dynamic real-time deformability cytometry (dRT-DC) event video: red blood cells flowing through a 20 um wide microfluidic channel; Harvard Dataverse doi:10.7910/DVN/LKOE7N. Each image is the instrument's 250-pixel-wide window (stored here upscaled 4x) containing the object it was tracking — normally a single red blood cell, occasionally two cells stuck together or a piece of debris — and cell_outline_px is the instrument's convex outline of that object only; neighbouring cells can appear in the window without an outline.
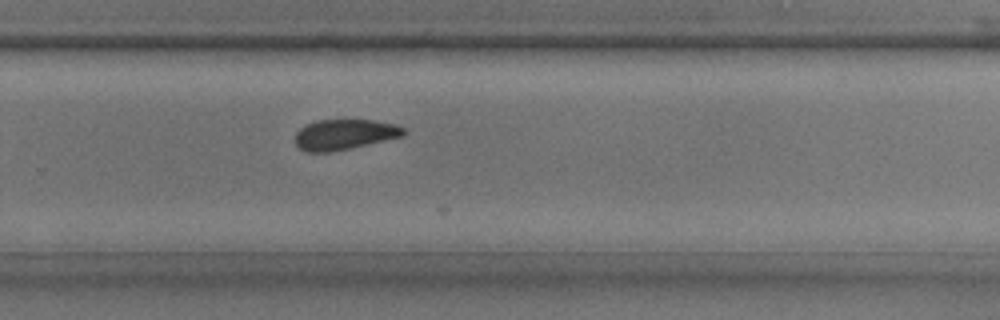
{"species": "common noctule bat (a hibernating species)", "species_latin": "Nyctalus noctula", "temperature_condition": "room temperature", "stored_images_in_passage": 20, "camera_frame_rate_fps": 3000, "um_per_image_px": 0.085, "animal": {"sex": "male", "body_mass_g": 17.9, "forearm_length_mm": 54.2}, "frame": {"image": 1, "passage_image": 13, "time_ms": 4.0, "image_size_px": [1000, 320], "cell_outline_px": [[408, 132], [404, 136], [368, 144], [328, 152], [304, 152], [296, 144], [296, 132], [300, 128], [316, 120], [372, 120], [392, 124], [404, 128]], "centroid_in_image_um": [29.28, 11.43], "position_along_channel_um": 300.5, "area_um2": 19.02}}
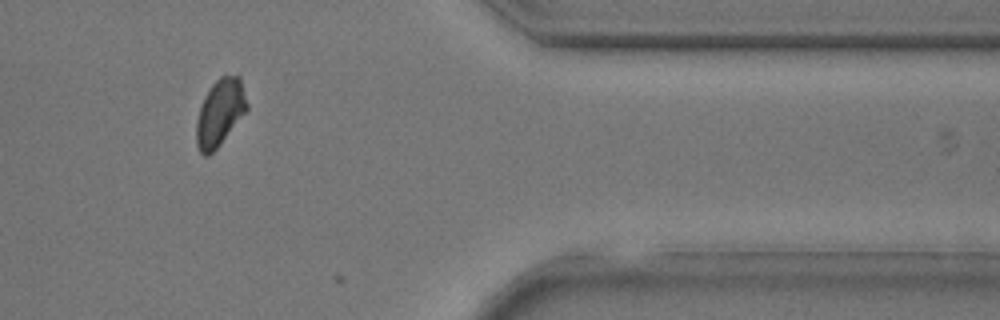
{"frame": {"image": 2, "passage_image": 19, "time_ms": 6.0, "image_size_px": [1000, 320], "cell_outline_px": [[248, 108], [220, 144], [208, 156], [204, 156], [200, 152], [196, 144], [196, 124], [200, 108], [204, 96], [212, 84], [220, 76], [240, 76], [248, 104]], "centroid_in_image_um": [18.69, 9.57], "position_along_channel_um": 392.7, "area_um2": 19.42}}